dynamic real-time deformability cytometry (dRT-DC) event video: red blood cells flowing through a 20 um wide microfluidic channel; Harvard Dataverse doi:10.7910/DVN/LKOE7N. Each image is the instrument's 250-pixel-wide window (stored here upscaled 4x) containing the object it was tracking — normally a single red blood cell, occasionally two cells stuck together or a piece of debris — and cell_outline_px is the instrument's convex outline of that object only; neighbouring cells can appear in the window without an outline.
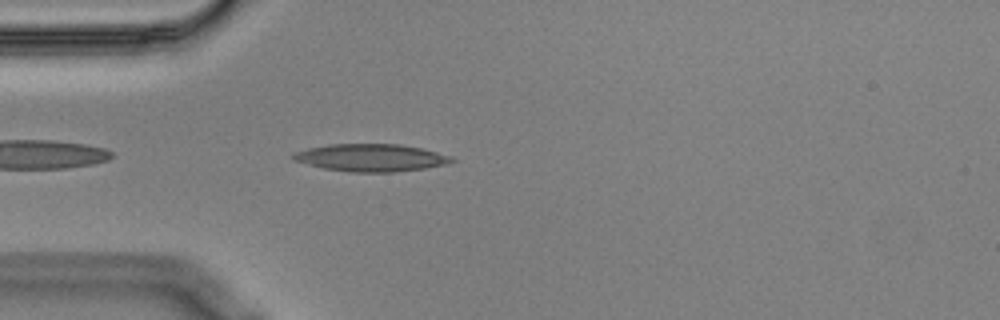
{"species": "Egyptian fruit bat (a non-hibernating species)", "species_latin": "Rousettus aegyptiacus", "temperature_condition": "cold", "stored_images_in_passage": 41, "camera_frame_rate_fps": 3000, "um_per_image_px": 0.085, "animal": {"sex": "male"}, "frame": {"image": 1, "passage_image": 3, "time_ms": 0.667, "image_size_px": [1000, 320], "cell_outline_px": [[456, 160], [444, 164], [424, 168], [396, 172], [348, 172], [324, 168], [292, 160], [292, 152], [308, 148], [328, 144], [400, 144], [420, 148], [452, 156]], "centroid_in_image_um": [31.49, 13.4], "position_along_channel_um": 53.5, "area_um2": 25.32}}
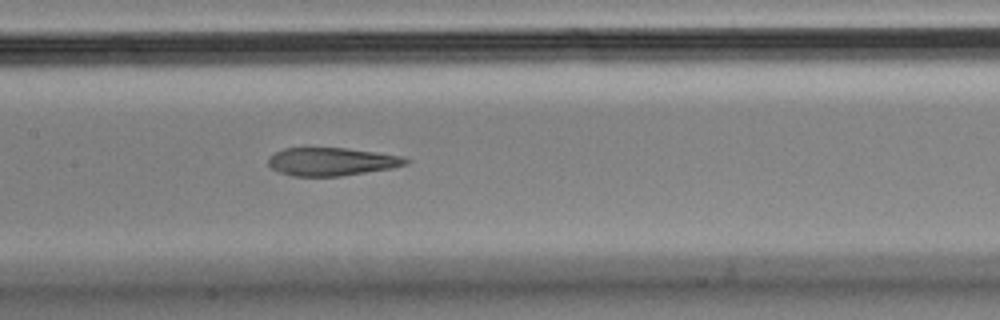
{"frame": {"image": 2, "passage_image": 14, "time_ms": 4.333, "image_size_px": [1000, 320], "cell_outline_px": [[412, 160], [408, 164], [392, 168], [340, 176], [292, 176], [280, 172], [272, 168], [268, 164], [268, 156], [284, 148], [344, 148], [400, 156]], "centroid_in_image_um": [28.17, 13.74], "position_along_channel_um": 179.2, "area_um2": 22.31}}
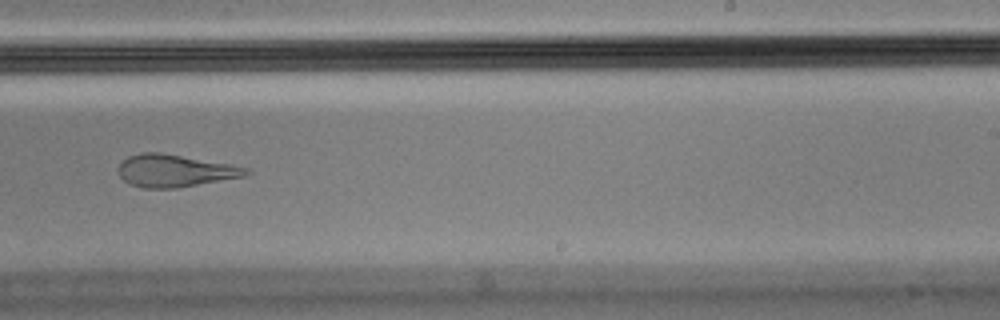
{"frame": {"image": 3, "passage_image": 22, "time_ms": 7.0, "image_size_px": [1000, 320], "cell_outline_px": [[252, 172], [244, 176], [176, 188], [144, 188], [132, 184], [124, 180], [120, 176], [120, 164], [128, 156], [140, 152], [160, 152], [228, 164], [248, 168]], "centroid_in_image_um": [14.86, 14.51], "position_along_channel_um": 274.1, "area_um2": 23.64}, "authors_computed_cell_mechanics": {"area_um2": 24.565, "velocity_mm_per_s": 3.5688, "shape_relaxation_time_tau1_ms": null, "shape_relaxation_time_tau2_ms": 1.8718, "deformation_change_tau1": null, "deformation_change_tau2": 0.119}}